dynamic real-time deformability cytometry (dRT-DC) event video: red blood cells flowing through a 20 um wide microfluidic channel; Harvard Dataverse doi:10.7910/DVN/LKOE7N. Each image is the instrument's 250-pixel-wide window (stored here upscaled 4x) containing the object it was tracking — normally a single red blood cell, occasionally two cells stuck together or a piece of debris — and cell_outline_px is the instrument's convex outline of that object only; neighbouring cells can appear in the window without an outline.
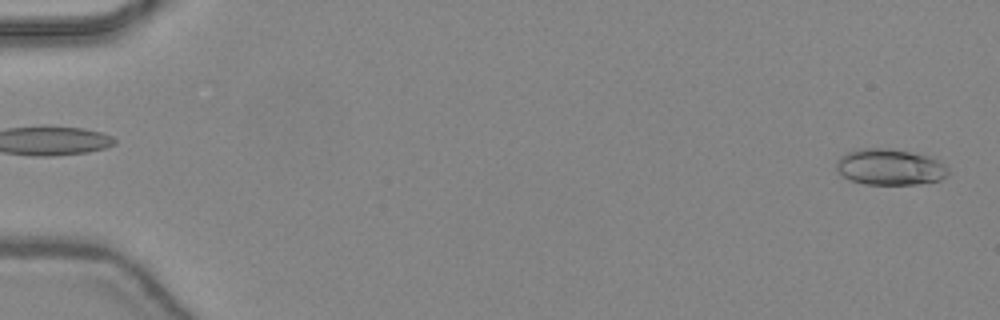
{"species": "common noctule bat (a hibernating species)", "species_latin": "Nyctalus noctula", "temperature_condition": "warm", "stored_images_in_passage": 13, "camera_frame_rate_fps": 3000, "um_per_image_px": 0.085, "animal": {"sex": "female", "body_mass_g": 24.6, "forearm_length_mm": 56.2}, "frame": {"image": 1, "passage_image": 1, "time_ms": 0.0, "image_size_px": [1000, 320], "cell_outline_px": [[948, 172], [940, 180], [916, 184], [864, 184], [852, 180], [844, 176], [836, 168], [836, 160], [840, 156], [848, 152], [864, 148], [880, 148], [908, 152], [928, 156], [940, 160], [948, 168]], "centroid_in_image_um": [75.64, 14.2], "position_along_channel_um": 9.4, "area_um2": 23.18}}